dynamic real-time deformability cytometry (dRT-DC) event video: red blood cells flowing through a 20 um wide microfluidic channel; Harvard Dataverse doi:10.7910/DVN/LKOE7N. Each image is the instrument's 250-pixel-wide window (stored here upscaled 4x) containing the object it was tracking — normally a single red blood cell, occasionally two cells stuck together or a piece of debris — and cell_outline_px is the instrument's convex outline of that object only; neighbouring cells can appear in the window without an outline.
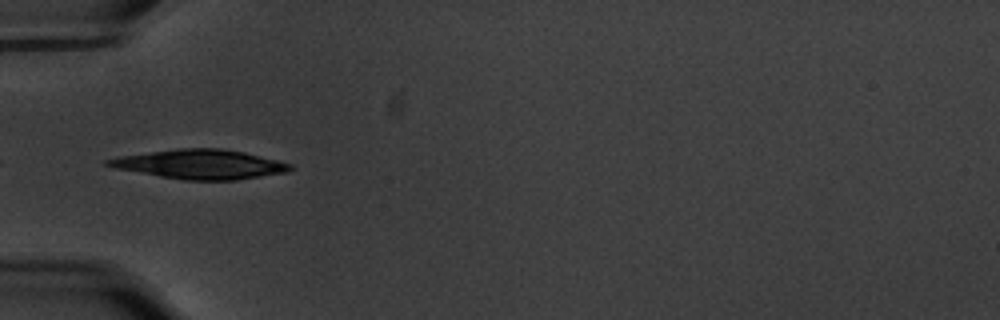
{"species": "common noctule bat (a hibernating species)", "species_latin": "Nyctalus noctula", "temperature_condition": "warm", "stored_images_in_passage": 39, "camera_frame_rate_fps": 3000, "um_per_image_px": 0.085, "animal": {"sex": "male", "body_mass_g": 20.1, "forearm_length_mm": 53.5}, "frame": {"image": 1, "passage_image": 1, "time_ms": 0.0, "image_size_px": [1000, 320], "cell_outline_px": [[292, 168], [288, 172], [236, 180], [184, 180], [160, 176], [116, 168], [104, 164], [104, 160], [120, 156], [180, 148], [220, 148], [244, 152], [292, 164]], "centroid_in_image_um": [17.03, 13.96], "position_along_channel_um": 68.0, "area_um2": 30.87}}
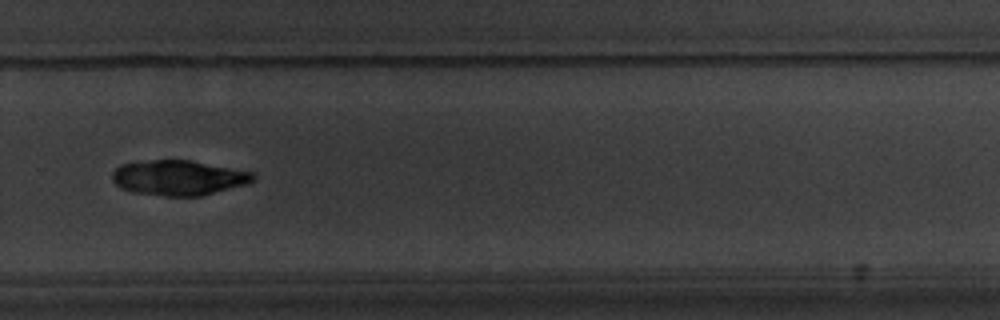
{"frame": {"image": 2, "passage_image": 22, "time_ms": 7.0, "image_size_px": [1000, 320], "cell_outline_px": [[256, 180], [248, 184], [200, 196], [164, 196], [132, 192], [120, 188], [112, 180], [112, 172], [120, 164], [152, 160], [188, 160], [252, 172], [256, 176]], "centroid_in_image_um": [15.17, 15.12], "position_along_channel_um": 314.6, "area_um2": 28.78}}
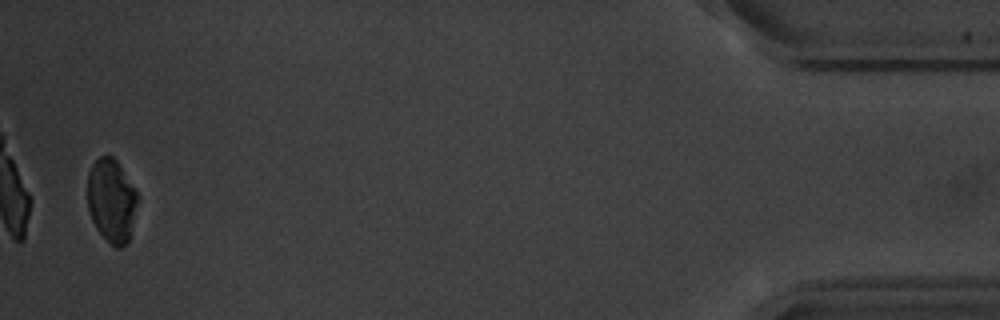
{"frame": {"image": 3, "passage_image": 38, "time_ms": 12.333, "image_size_px": [1000, 320], "cell_outline_px": [[136, 204], [128, 240], [120, 248], [116, 248], [96, 228], [92, 220], [88, 208], [88, 172], [92, 164], [100, 156], [112, 156], [116, 160], [136, 192]], "centroid_in_image_um": [9.44, 17.02], "position_along_channel_um": 425.8, "area_um2": 23.52}, "authors_computed_cell_mechanics": {"area_um2": 29.9404, "velocity_mm_per_s": 3.5419, "shape_relaxation_time_tau1_ms": 3.8095, "shape_relaxation_time_tau2_ms": null, "deformation_change_tau1": 0.1535, "deformation_change_tau2": null}}